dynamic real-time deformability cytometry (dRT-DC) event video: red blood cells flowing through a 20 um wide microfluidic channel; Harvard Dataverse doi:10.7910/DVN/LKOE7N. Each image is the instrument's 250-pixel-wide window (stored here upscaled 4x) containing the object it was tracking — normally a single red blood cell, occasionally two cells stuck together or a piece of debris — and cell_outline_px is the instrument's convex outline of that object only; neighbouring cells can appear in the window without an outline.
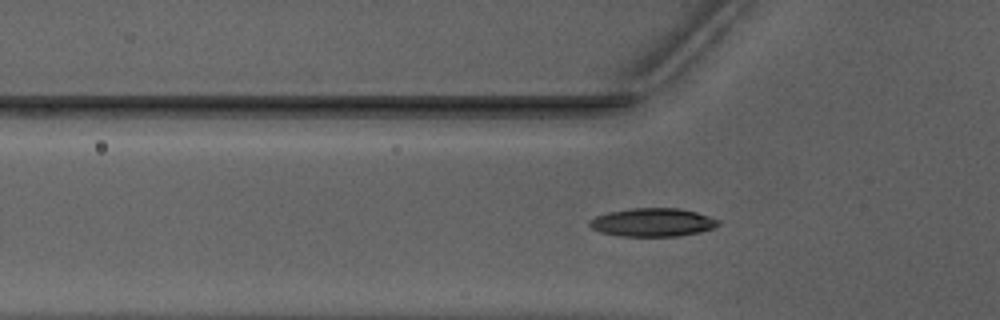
{"species": "Egyptian fruit bat (a non-hibernating species)", "species_latin": "Rousettus aegyptiacus", "temperature_condition": "warm", "stored_images_in_passage": 39, "camera_frame_rate_fps": 3000, "um_per_image_px": 0.085, "animal": {"sex": "male"}, "frame": {"image": 1, "passage_image": 10, "time_ms": 3.0, "image_size_px": [1000, 320], "cell_outline_px": [[720, 224], [712, 228], [700, 232], [680, 236], [620, 236], [600, 232], [592, 228], [588, 224], [588, 220], [596, 216], [608, 212], [632, 208], [680, 208], [696, 212], [720, 220]], "centroid_in_image_um": [55.46, 18.9], "position_along_channel_um": 70.3, "area_um2": 21.33}}
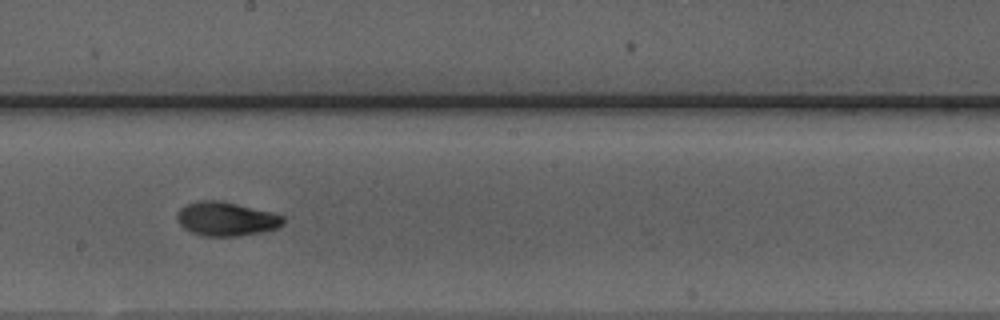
{"frame": {"image": 2, "passage_image": 22, "time_ms": 7.0, "image_size_px": [1000, 320], "cell_outline_px": [[284, 224], [276, 228], [260, 232], [236, 236], [204, 236], [192, 232], [184, 228], [176, 220], [176, 216], [180, 208], [184, 204], [200, 200], [220, 200], [276, 212], [284, 216]], "centroid_in_image_um": [19.23, 18.58], "position_along_channel_um": 229.0, "area_um2": 21.27}}
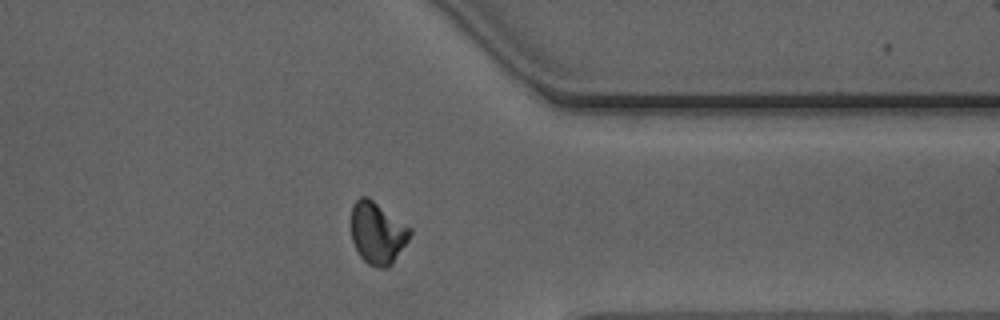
{"frame": {"image": 3, "passage_image": 34, "time_ms": 11.0, "image_size_px": [1000, 320], "cell_outline_px": [[412, 232], [408, 240], [392, 264], [388, 268], [376, 268], [368, 264], [360, 256], [352, 240], [352, 204], [360, 196], [368, 196], [412, 228]], "centroid_in_image_um": [32.09, 19.8], "position_along_channel_um": 379.3, "area_um2": 21.33}, "authors_computed_cell_mechanics": {"area_um2": 20.519, "velocity_mm_per_s": 3.9617, "shape_relaxation_time_tau1_ms": 3.3019, "shape_relaxation_time_tau2_ms": 1.8336, "deformation_change_tau1": 0.1364, "deformation_change_tau2": 0.0509}}